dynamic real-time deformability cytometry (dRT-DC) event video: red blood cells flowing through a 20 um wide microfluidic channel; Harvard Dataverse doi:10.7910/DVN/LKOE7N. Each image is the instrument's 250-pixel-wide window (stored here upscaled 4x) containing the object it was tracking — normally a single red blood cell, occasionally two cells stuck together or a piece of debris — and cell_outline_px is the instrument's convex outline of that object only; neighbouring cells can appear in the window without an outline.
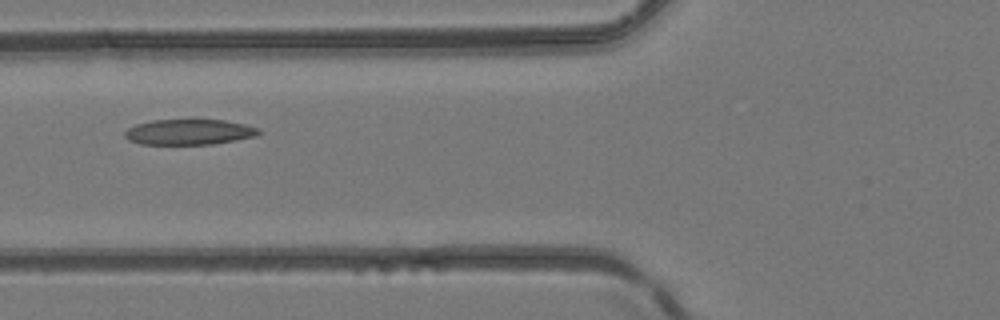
{"species": "common noctule bat (a hibernating species)", "species_latin": "Nyctalus noctula", "temperature_condition": "room temperature", "stored_images_in_passage": 4, "camera_frame_rate_fps": 3000, "um_per_image_px": 0.085, "animal": {"sex": "female", "body_mass_g": 24.6, "forearm_length_mm": 56.2}, "frame": {"image": 1, "passage_image": 4, "time_ms": 1.0, "image_size_px": [1000, 320], "cell_outline_px": [[260, 132], [256, 136], [236, 140], [212, 144], [140, 144], [128, 140], [124, 136], [124, 132], [128, 128], [136, 124], [152, 120], [224, 120], [244, 124], [260, 128]], "centroid_in_image_um": [16.06, 11.22], "position_along_channel_um": 109.7, "area_um2": 19.88}}